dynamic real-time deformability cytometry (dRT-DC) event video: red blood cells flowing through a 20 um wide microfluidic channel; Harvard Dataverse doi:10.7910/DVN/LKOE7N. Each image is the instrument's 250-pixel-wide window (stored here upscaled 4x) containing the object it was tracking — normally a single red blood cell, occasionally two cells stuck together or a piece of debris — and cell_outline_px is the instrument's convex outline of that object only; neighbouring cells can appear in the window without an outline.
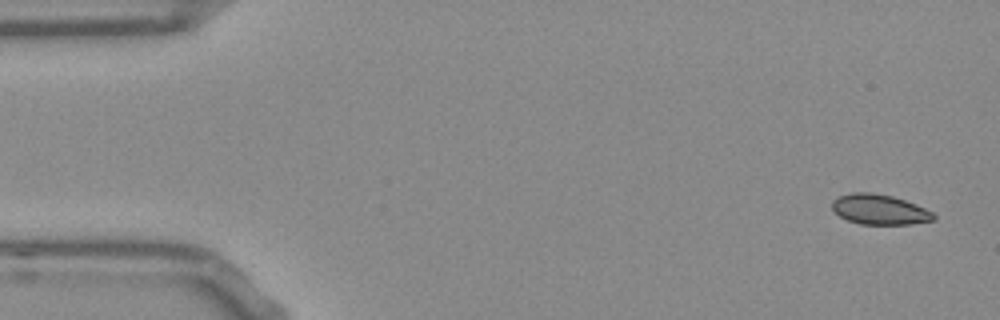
{"species": "Egyptian fruit bat (a non-hibernating species)", "species_latin": "Rousettus aegyptiacus", "temperature_condition": "room temperature", "stored_images_in_passage": 52, "camera_frame_rate_fps": 3000, "um_per_image_px": 0.085, "frame": {"image": 1, "passage_image": 1, "time_ms": 0.0, "image_size_px": [1000, 320], "cell_outline_px": [[936, 220], [908, 224], [860, 224], [848, 220], [840, 216], [832, 208], [832, 200], [840, 196], [852, 192], [868, 192], [892, 196], [916, 204], [932, 212], [936, 216]], "centroid_in_image_um": [74.77, 17.81], "position_along_channel_um": 10.2, "area_um2": 17.69}}
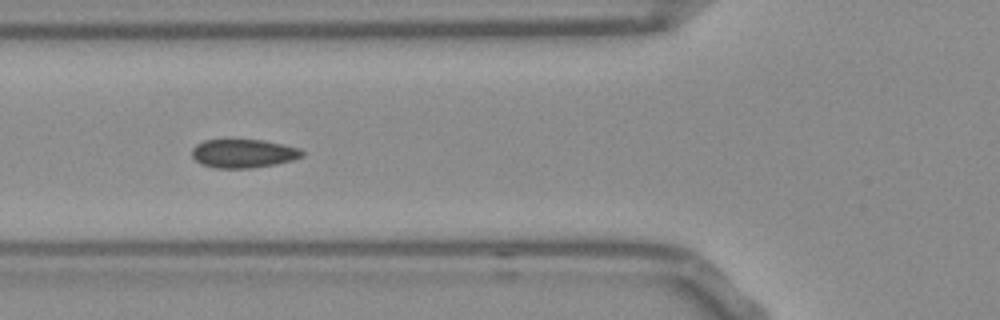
{"frame": {"image": 2, "passage_image": 18, "time_ms": 5.667, "image_size_px": [1000, 320], "cell_outline_px": [[304, 156], [292, 160], [276, 164], [252, 168], [216, 168], [200, 164], [192, 156], [192, 148], [196, 144], [204, 140], [264, 140], [300, 148], [304, 152]], "centroid_in_image_um": [20.69, 13.05], "position_along_channel_um": 105.1, "area_um2": 18.44}}
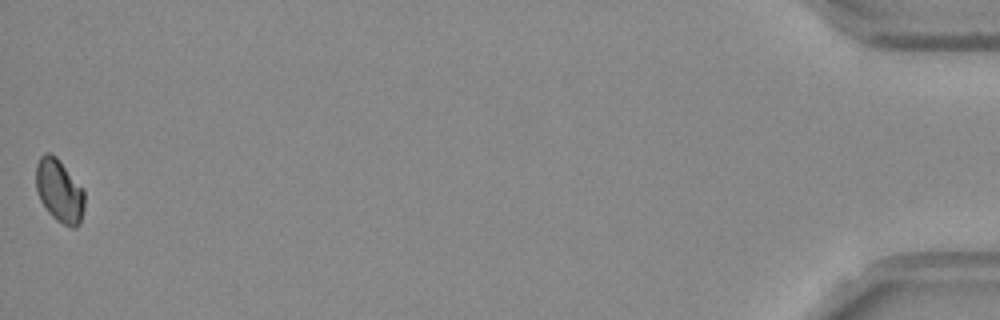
{"frame": {"image": 3, "passage_image": 52, "time_ms": 17.0, "image_size_px": [1000, 320], "cell_outline_px": [[84, 208], [80, 224], [76, 228], [72, 228], [56, 220], [48, 212], [40, 200], [36, 188], [36, 164], [40, 156], [44, 152], [48, 152], [56, 156], [84, 192]], "centroid_in_image_um": [5.03, 16.23], "position_along_channel_um": 430.2, "area_um2": 17.69}}